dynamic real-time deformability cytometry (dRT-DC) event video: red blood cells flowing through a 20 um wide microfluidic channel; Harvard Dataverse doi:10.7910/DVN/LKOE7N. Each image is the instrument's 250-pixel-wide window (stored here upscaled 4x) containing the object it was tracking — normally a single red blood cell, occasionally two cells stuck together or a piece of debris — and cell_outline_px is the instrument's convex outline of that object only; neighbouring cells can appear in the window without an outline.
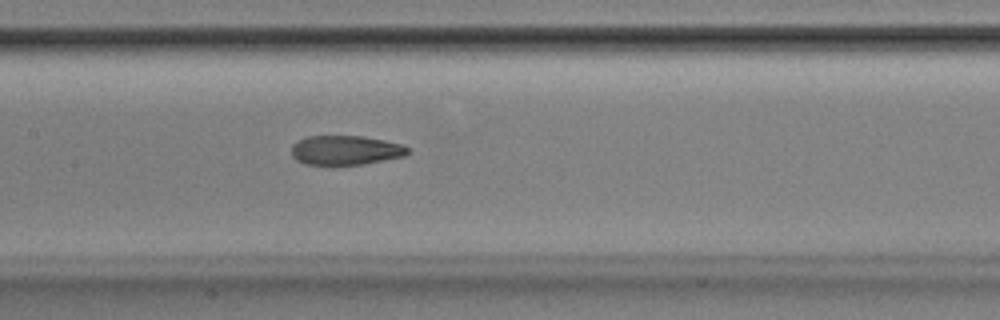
{"species": "Egyptian fruit bat (a non-hibernating species)", "species_latin": "Rousettus aegyptiacus", "temperature_condition": "room temperature", "stored_images_in_passage": 52, "camera_frame_rate_fps": 3000, "um_per_image_px": 0.085, "animal": {"sex": "male"}, "frame": {"image": 1, "passage_image": 25, "time_ms": 8.0, "image_size_px": [1000, 320], "cell_outline_px": [[408, 152], [404, 156], [384, 160], [360, 164], [304, 164], [296, 160], [292, 156], [292, 144], [296, 140], [308, 136], [364, 136], [384, 140], [400, 144], [408, 148]], "centroid_in_image_um": [29.32, 12.75], "position_along_channel_um": 178.1, "area_um2": 19.77}}
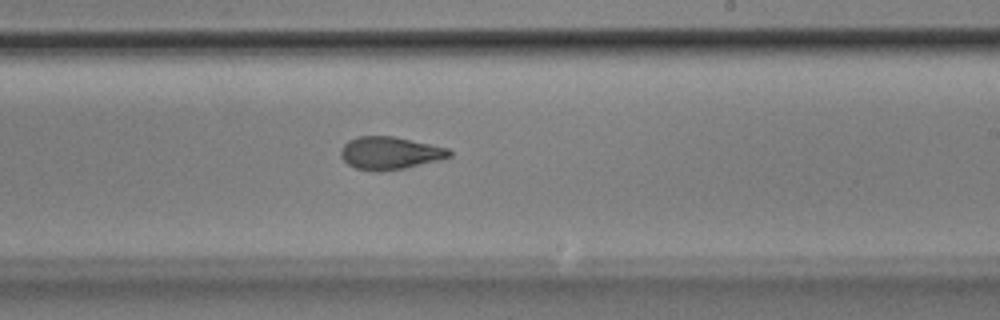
{"frame": {"image": 2, "passage_image": 31, "time_ms": 10.0, "image_size_px": [1000, 320], "cell_outline_px": [[452, 156], [440, 160], [404, 168], [380, 172], [376, 172], [356, 168], [348, 164], [340, 156], [340, 148], [348, 140], [356, 136], [392, 136], [448, 148], [452, 152]], "centroid_in_image_um": [33.11, 13.01], "position_along_channel_um": 255.9, "area_um2": 20.75}}
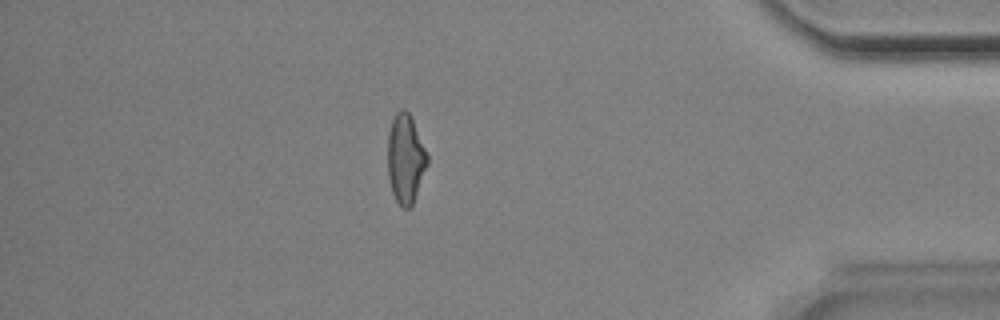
{"frame": {"image": 3, "passage_image": 45, "time_ms": 14.667, "image_size_px": [1000, 320], "cell_outline_px": [[428, 164], [412, 204], [408, 208], [404, 208], [396, 200], [392, 192], [388, 176], [388, 132], [392, 120], [396, 112], [400, 108], [404, 108], [408, 112], [412, 120], [428, 156]], "centroid_in_image_um": [34.45, 13.47], "position_along_channel_um": 400.7, "area_um2": 20.23}, "authors_computed_cell_mechanics": {"area_um2": 21.0392, "velocity_mm_per_s": 3.9168, "shape_relaxation_time_tau1_ms": 6.1798, "shape_relaxation_time_tau2_ms": 2.212, "deformation_change_tau1": 0.2365, "deformation_change_tau2": 0.1009}}